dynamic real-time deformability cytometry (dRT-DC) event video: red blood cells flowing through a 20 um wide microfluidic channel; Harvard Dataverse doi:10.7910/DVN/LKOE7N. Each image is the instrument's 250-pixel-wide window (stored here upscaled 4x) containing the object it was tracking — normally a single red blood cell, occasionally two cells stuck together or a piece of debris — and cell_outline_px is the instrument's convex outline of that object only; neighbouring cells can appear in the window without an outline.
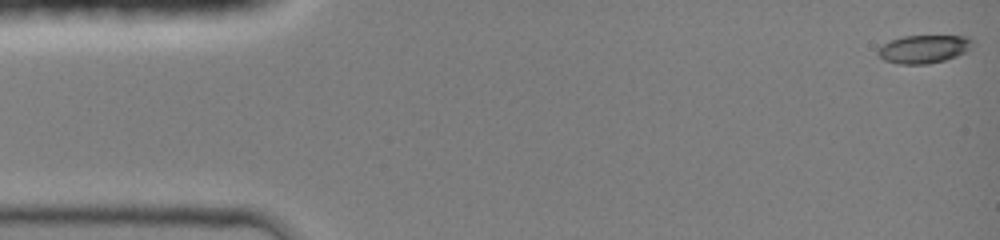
{"species": "common noctule bat (a hibernating species)", "species_latin": "Nyctalus noctula", "temperature_condition": "room temperature", "stored_images_in_passage": 13, "camera_frame_rate_fps": 3000, "um_per_image_px": 0.085, "animal": {"sex": "female", "body_mass_g": 19.0, "forearm_length_mm": 51.5}, "frame": {"image": 1, "passage_image": 1, "time_ms": 0.0, "image_size_px": [1000, 240], "cell_outline_px": [[976, 44], [972, 48], [956, 56], [944, 60], [928, 64], [900, 64], [884, 60], [876, 52], [876, 48], [892, 40], [904, 36], [968, 36]], "centroid_in_image_um": [78.54, 4.16], "position_along_channel_um": 6.5, "area_um2": 15.55}}
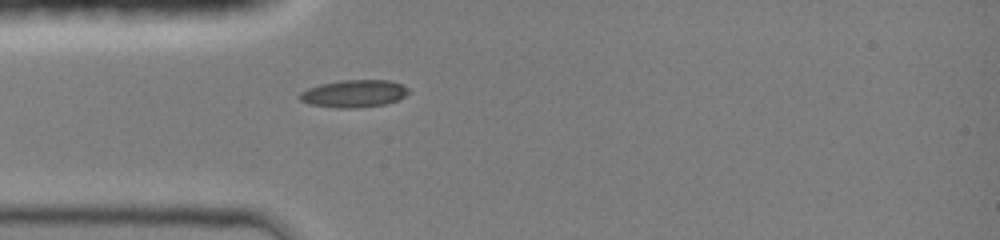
{"frame": {"image": 2, "passage_image": 10, "time_ms": 4.0, "image_size_px": [1000, 240], "cell_outline_px": [[408, 92], [404, 96], [396, 100], [384, 104], [356, 108], [336, 108], [308, 104], [300, 100], [296, 96], [300, 92], [308, 88], [320, 84], [340, 80], [388, 80], [400, 84], [408, 88]], "centroid_in_image_um": [30.01, 7.96], "position_along_channel_um": 55.0, "area_um2": 17.4}}
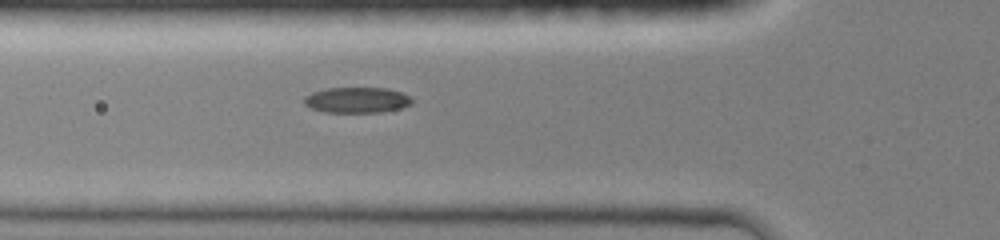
{"frame": {"image": 3, "passage_image": 13, "time_ms": 5.0, "image_size_px": [1000, 240], "cell_outline_px": [[412, 104], [400, 108], [380, 112], [324, 112], [312, 108], [304, 104], [304, 96], [312, 92], [328, 88], [388, 88], [400, 92], [408, 96], [412, 100]], "centroid_in_image_um": [30.32, 8.5], "position_along_channel_um": 95.5, "area_um2": 16.01}}